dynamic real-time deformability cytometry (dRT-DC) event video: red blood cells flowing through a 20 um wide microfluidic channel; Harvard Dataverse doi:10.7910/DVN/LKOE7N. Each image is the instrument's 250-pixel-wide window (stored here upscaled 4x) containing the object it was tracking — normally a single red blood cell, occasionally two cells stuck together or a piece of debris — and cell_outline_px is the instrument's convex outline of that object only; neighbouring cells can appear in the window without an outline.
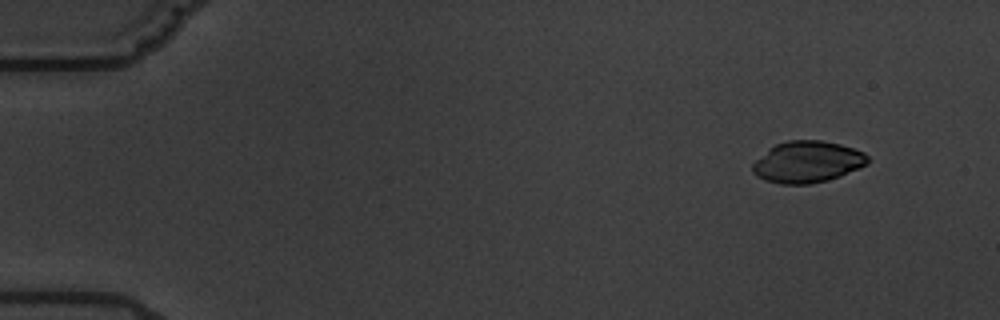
{"species": "common noctule bat (a hibernating species)", "species_latin": "Nyctalus noctula", "temperature_condition": "warm", "stored_images_in_passage": 8, "camera_frame_rate_fps": 3000, "um_per_image_px": 0.085, "animal": {"sex": "male", "body_mass_g": 19.5, "forearm_length_mm": 54.6}, "frame": {"image": 1, "passage_image": 2, "time_ms": 1.0, "image_size_px": [1000, 320], "cell_outline_px": [[868, 164], [860, 168], [840, 176], [828, 180], [808, 184], [780, 184], [764, 180], [756, 176], [752, 172], [752, 164], [768, 148], [776, 144], [788, 140], [820, 140], [840, 144], [864, 152], [868, 156]], "centroid_in_image_um": [68.61, 13.77], "position_along_channel_um": 16.4, "area_um2": 27.98}}